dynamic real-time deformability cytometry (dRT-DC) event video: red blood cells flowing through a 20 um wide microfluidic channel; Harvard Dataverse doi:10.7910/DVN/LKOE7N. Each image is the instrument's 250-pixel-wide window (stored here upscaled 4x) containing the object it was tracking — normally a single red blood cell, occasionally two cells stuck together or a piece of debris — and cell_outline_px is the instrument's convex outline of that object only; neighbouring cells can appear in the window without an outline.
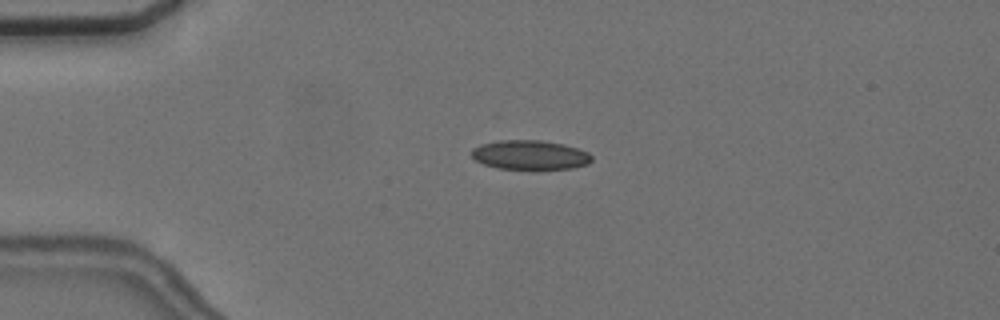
{"species": "common noctule bat (a hibernating species)", "species_latin": "Nyctalus noctula", "temperature_condition": "cold", "stored_images_in_passage": 51, "camera_frame_rate_fps": 3000, "um_per_image_px": 0.085, "animal": {"sex": "female", "body_mass_g": 24.6, "forearm_length_mm": 56.2}, "frame": {"image": 1, "passage_image": 8, "time_ms": 2.333, "image_size_px": [1000, 320], "cell_outline_px": [[592, 160], [588, 164], [572, 168], [536, 172], [532, 172], [496, 168], [484, 164], [476, 160], [472, 156], [472, 148], [480, 144], [500, 140], [540, 140], [564, 144], [588, 152], [592, 156]], "centroid_in_image_um": [45.06, 13.22], "position_along_channel_um": 39.9, "area_um2": 21.44}}
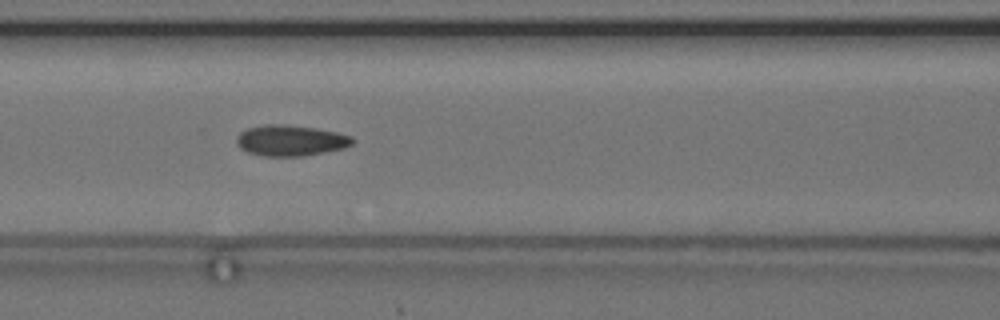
{"frame": {"image": 2, "passage_image": 19, "time_ms": 6.0, "image_size_px": [1000, 320], "cell_outline_px": [[356, 140], [352, 144], [344, 148], [304, 156], [264, 156], [248, 152], [240, 148], [236, 144], [236, 136], [240, 132], [248, 128], [264, 124], [284, 124], [316, 128], [336, 132], [352, 136]], "centroid_in_image_um": [24.69, 11.94], "position_along_channel_um": 141.9, "area_um2": 20.98}}
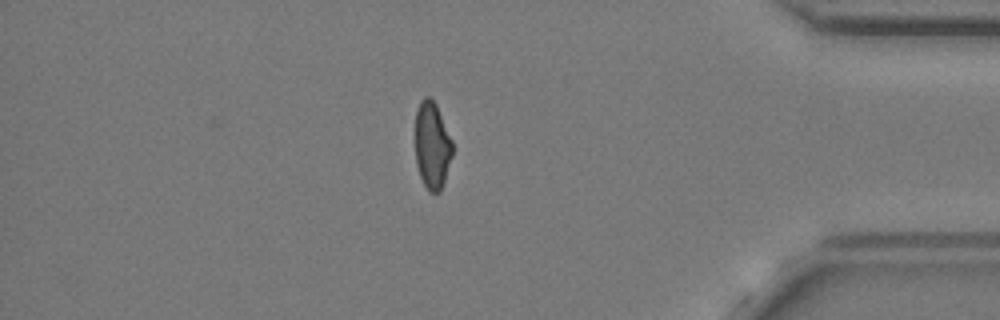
{"frame": {"image": 3, "passage_image": 43, "time_ms": 14.0, "image_size_px": [1000, 320], "cell_outline_px": [[452, 156], [440, 192], [428, 192], [420, 176], [416, 164], [416, 112], [420, 100], [424, 96], [428, 96], [436, 104], [452, 140]], "centroid_in_image_um": [36.73, 12.35], "position_along_channel_um": 398.5, "area_um2": 18.73}, "authors_computed_cell_mechanics": {"area_um2": 20.0566, "velocity_mm_per_s": 3.6339, "shape_relaxation_time_tau1_ms": 8.1078, "shape_relaxation_time_tau2_ms": 2.2864, "deformation_change_tau1": 0.1478, "deformation_change_tau2": 0.087}}